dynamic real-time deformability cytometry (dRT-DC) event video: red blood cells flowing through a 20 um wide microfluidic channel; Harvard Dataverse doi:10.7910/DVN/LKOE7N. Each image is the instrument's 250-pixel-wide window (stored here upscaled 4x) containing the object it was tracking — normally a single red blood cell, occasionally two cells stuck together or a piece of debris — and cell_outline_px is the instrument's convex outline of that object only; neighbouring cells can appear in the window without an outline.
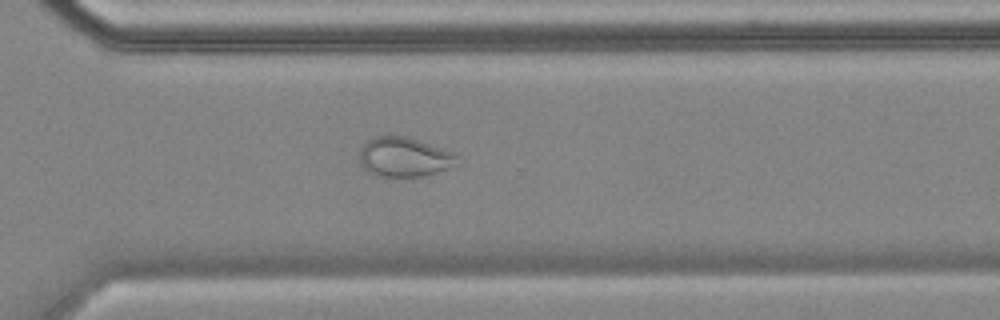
{"species": "common noctule bat (a hibernating species)", "species_latin": "Nyctalus noctula", "temperature_condition": "cold", "stored_images_in_passage": 45, "camera_frame_rate_fps": 3000, "um_per_image_px": 0.085, "animal": {"sex": "female", "body_mass_g": 18.4}, "frame": {"image": 1, "passage_image": 32, "time_ms": 10.333, "image_size_px": [1000, 320], "cell_outline_px": [[460, 164], [424, 176], [376, 176], [368, 172], [364, 168], [360, 160], [360, 152], [364, 144], [368, 140], [376, 136], [388, 132], [408, 136], [456, 152], [460, 156]], "centroid_in_image_um": [34.42, 13.3], "position_along_channel_um": 336.2, "area_um2": 23.24}, "authors_computed_cell_mechanics": {"area_um2": 25.6054, "velocity_mm_per_s": 3.5222, "shape_relaxation_time_tau1_ms": null, "shape_relaxation_time_tau2_ms": 1.8167, "deformation_change_tau1": null, "deformation_change_tau2": 0.0607}}